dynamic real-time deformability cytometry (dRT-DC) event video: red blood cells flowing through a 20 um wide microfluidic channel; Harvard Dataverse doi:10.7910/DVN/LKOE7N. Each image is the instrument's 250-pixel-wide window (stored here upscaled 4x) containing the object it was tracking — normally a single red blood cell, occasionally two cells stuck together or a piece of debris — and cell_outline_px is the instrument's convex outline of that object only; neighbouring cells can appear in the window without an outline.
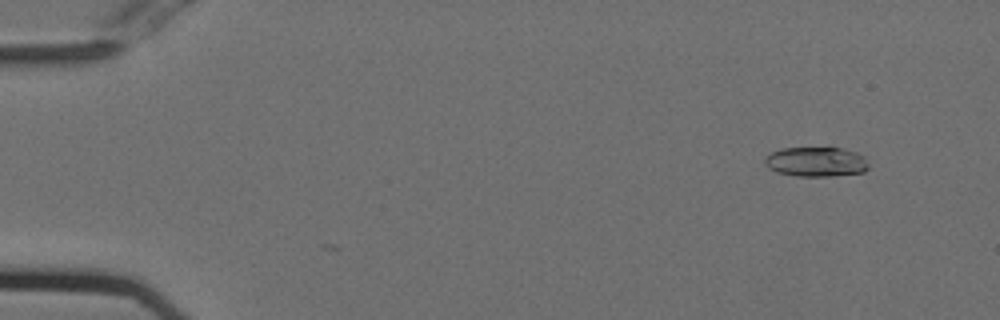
{"species": "Egyptian fruit bat (a non-hibernating species)", "species_latin": "Rousettus aegyptiacus", "temperature_condition": "cold", "stored_images_in_passage": 55, "camera_frame_rate_fps": 3000, "um_per_image_px": 0.085, "animal": {"sex": "female"}, "frame": {"image": 1, "passage_image": 5, "time_ms": 1.333, "image_size_px": [1000, 320], "cell_outline_px": [[868, 168], [864, 172], [832, 176], [796, 176], [776, 172], [768, 168], [764, 164], [764, 156], [772, 152], [784, 148], [840, 148], [856, 152], [864, 156], [868, 164]], "centroid_in_image_um": [69.34, 13.76], "position_along_channel_um": 15.7, "area_um2": 18.03}}
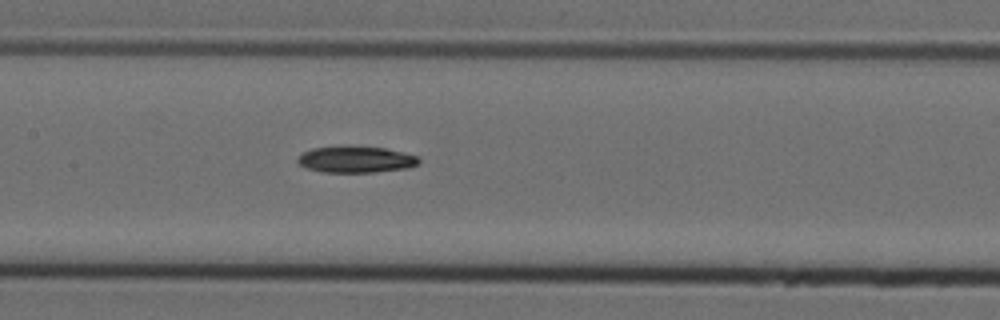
{"frame": {"image": 2, "passage_image": 27, "time_ms": 8.667, "image_size_px": [1000, 320], "cell_outline_px": [[420, 164], [408, 168], [376, 172], [324, 172], [308, 168], [300, 164], [296, 160], [304, 152], [312, 148], [344, 144], [384, 148], [404, 152], [416, 156], [420, 160]], "centroid_in_image_um": [30.27, 13.53], "position_along_channel_um": 177.1, "area_um2": 19.02}}
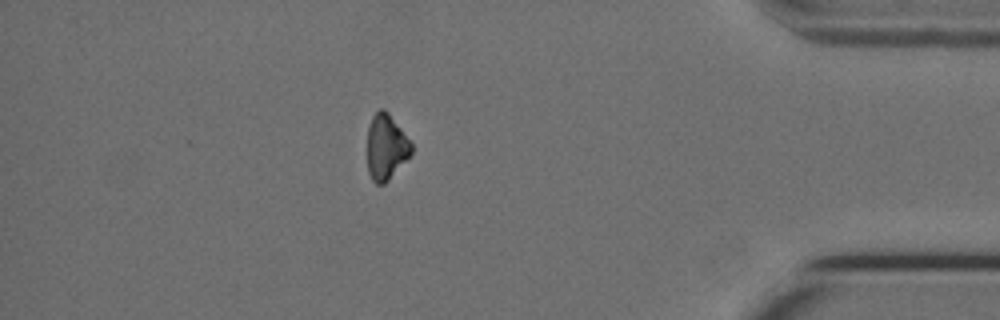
{"frame": {"image": 3, "passage_image": 48, "time_ms": 15.667, "image_size_px": [1000, 320], "cell_outline_px": [[412, 152], [388, 180], [384, 184], [376, 184], [372, 180], [368, 172], [368, 128], [372, 116], [380, 108], [384, 108], [388, 112], [412, 144]], "centroid_in_image_um": [32.8, 12.49], "position_along_channel_um": 402.4, "area_um2": 16.53}, "authors_computed_cell_mechanics": {"area_um2": 18.3226, "velocity_mm_per_s": 3.7558, "shape_relaxation_time_tau1_ms": 5.7425, "shape_relaxation_time_tau2_ms": null, "deformation_change_tau1": 0.1293, "deformation_change_tau2": null}}